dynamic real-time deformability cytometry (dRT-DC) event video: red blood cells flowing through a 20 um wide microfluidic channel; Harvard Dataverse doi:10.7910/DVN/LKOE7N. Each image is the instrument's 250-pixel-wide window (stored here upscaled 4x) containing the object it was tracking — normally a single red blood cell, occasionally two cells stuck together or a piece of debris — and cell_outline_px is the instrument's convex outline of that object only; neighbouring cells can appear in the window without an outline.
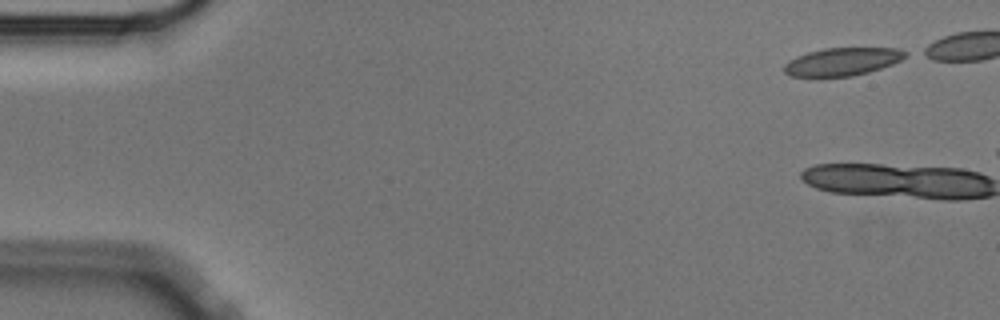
{"species": "Egyptian fruit bat (a non-hibernating species)", "species_latin": "Rousettus aegyptiacus", "temperature_condition": "cold", "stored_images_in_passage": 2, "camera_frame_rate_fps": 3000, "um_per_image_px": 0.085, "animal": {"sex": "male"}, "frame": {"image": 1, "passage_image": 1, "time_ms": 0.0, "image_size_px": [1000, 320], "cell_outline_px": [[908, 52], [900, 60], [892, 64], [868, 72], [852, 76], [816, 80], [788, 76], [784, 72], [784, 64], [788, 60], [796, 56], [808, 52], [824, 48], [896, 48]], "centroid_in_image_um": [71.46, 5.29], "position_along_channel_um": 13.5, "area_um2": 20.46}}